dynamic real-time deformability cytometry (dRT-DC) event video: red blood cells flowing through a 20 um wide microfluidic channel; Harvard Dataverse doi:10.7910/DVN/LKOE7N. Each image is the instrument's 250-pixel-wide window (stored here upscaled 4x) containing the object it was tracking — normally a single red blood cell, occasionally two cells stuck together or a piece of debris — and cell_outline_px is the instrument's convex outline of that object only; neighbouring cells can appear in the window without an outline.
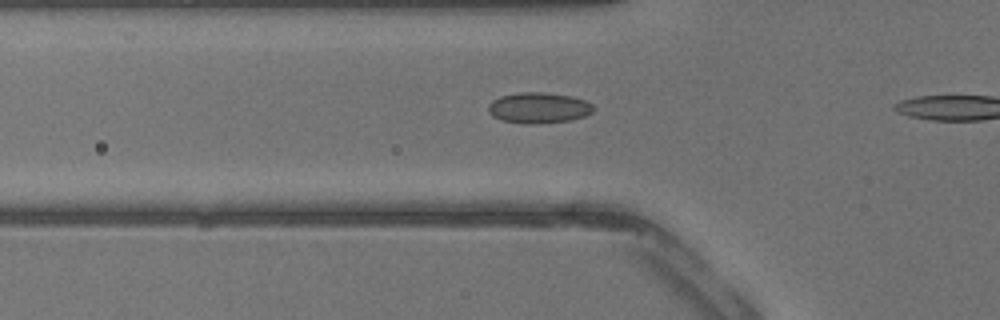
{"species": "common noctule bat (a hibernating species)", "species_latin": "Nyctalus noctula", "temperature_condition": "warm", "stored_images_in_passage": 8, "camera_frame_rate_fps": 3000, "um_per_image_px": 0.085, "animal": {"sex": "male", "body_mass_g": 13.3}, "frame": {"image": 1, "passage_image": 7, "time_ms": 2.0, "image_size_px": [1000, 320], "cell_outline_px": [[596, 108], [592, 112], [584, 116], [572, 120], [540, 124], [524, 124], [500, 120], [492, 116], [488, 112], [488, 104], [492, 100], [500, 96], [520, 92], [544, 92], [572, 96], [584, 100], [592, 104]], "centroid_in_image_um": [45.77, 9.17], "position_along_channel_um": 80.0, "area_um2": 19.19}}